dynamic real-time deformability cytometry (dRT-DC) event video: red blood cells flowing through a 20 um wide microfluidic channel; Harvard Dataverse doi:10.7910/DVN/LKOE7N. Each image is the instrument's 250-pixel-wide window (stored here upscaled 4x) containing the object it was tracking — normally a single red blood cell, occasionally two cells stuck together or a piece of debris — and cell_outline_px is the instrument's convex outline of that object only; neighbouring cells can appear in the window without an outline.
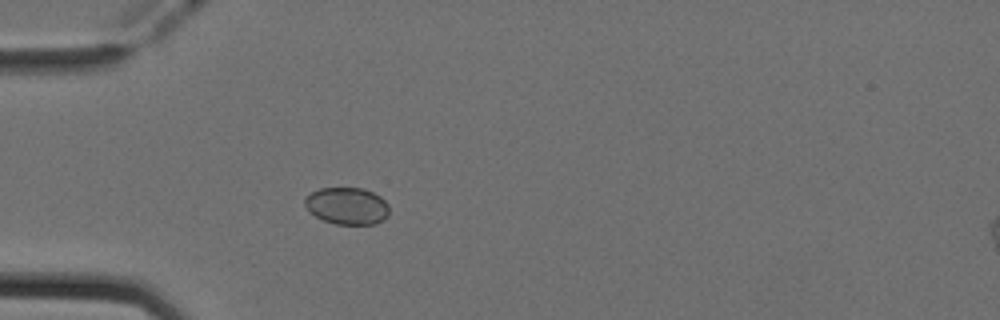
{"species": "Egyptian fruit bat (a non-hibernating species)", "species_latin": "Rousettus aegyptiacus", "temperature_condition": "cold", "stored_images_in_passage": 20, "camera_frame_rate_fps": 3000, "um_per_image_px": 0.085, "animal": {"sex": "female"}, "frame": {"image": 1, "passage_image": 14, "time_ms": 4.333, "image_size_px": [1000, 320], "cell_outline_px": [[388, 216], [384, 220], [376, 224], [336, 224], [324, 220], [308, 212], [304, 204], [304, 200], [312, 192], [320, 188], [364, 188], [380, 196], [388, 204]], "centroid_in_image_um": [29.51, 17.5], "position_along_channel_um": 55.5, "area_um2": 18.26}}
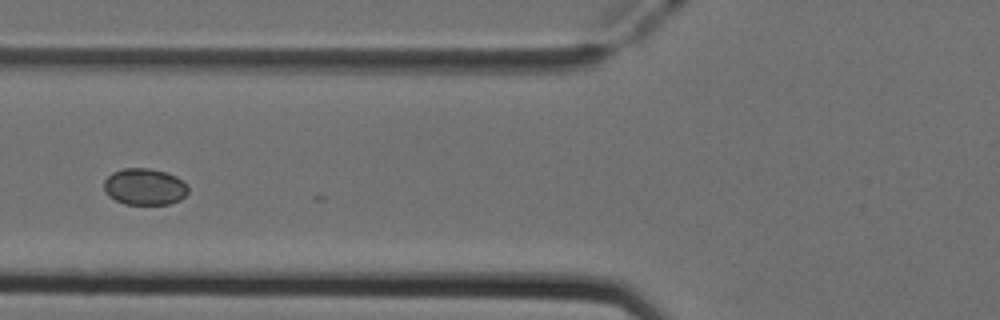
{"frame": {"image": 2, "passage_image": 19, "time_ms": 6.0, "image_size_px": [1000, 320], "cell_outline_px": [[188, 192], [180, 200], [168, 204], [124, 204], [108, 196], [104, 192], [104, 180], [112, 172], [124, 168], [148, 168], [164, 172], [176, 176], [188, 188]], "centroid_in_image_um": [12.25, 15.87], "position_along_channel_um": 113.6, "area_um2": 17.86}}